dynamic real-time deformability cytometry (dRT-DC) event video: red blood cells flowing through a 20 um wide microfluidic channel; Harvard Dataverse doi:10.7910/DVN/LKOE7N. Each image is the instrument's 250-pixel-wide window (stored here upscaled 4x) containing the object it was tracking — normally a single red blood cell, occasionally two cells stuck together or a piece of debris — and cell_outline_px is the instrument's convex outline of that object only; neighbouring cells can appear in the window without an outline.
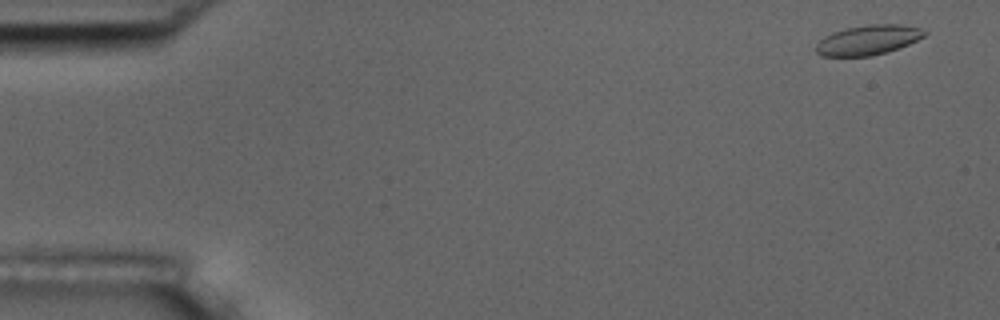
{"species": "common noctule bat (a hibernating species)", "species_latin": "Nyctalus noctula", "temperature_condition": "room temperature", "stored_images_in_passage": 4, "camera_frame_rate_fps": 3000, "um_per_image_px": 0.085, "animal": {"sex": "male", "body_mass_g": 17.5, "forearm_length_mm": 52.3}, "frame": {"image": 1, "passage_image": 1, "time_ms": 0.0, "image_size_px": [1000, 320], "cell_outline_px": [[928, 32], [924, 36], [908, 44], [888, 52], [872, 56], [820, 56], [816, 52], [816, 44], [824, 36], [832, 32], [848, 28], [868, 24], [904, 24], [920, 28]], "centroid_in_image_um": [73.78, 3.4], "position_along_channel_um": 11.2, "area_um2": 18.9}}
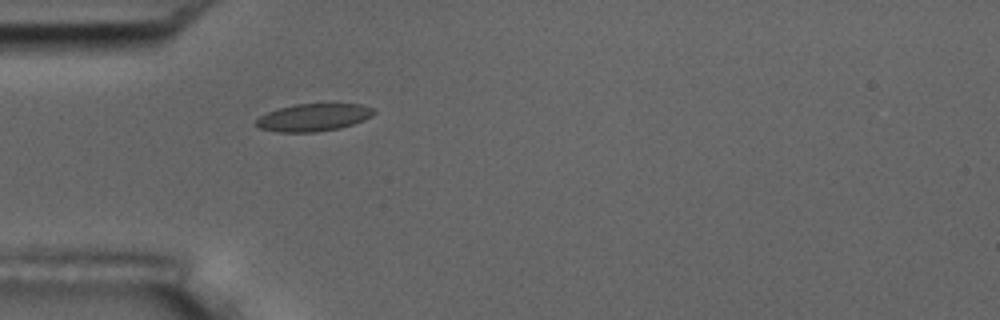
{"frame": {"image": 2, "passage_image": 4, "time_ms": 4.667, "image_size_px": [1000, 320], "cell_outline_px": [[376, 112], [372, 116], [364, 120], [340, 128], [316, 132], [276, 132], [260, 128], [256, 124], [256, 120], [260, 116], [268, 112], [280, 108], [296, 104], [360, 104], [376, 108]], "centroid_in_image_um": [26.69, 9.98], "position_along_channel_um": 58.3, "area_um2": 18.84}}